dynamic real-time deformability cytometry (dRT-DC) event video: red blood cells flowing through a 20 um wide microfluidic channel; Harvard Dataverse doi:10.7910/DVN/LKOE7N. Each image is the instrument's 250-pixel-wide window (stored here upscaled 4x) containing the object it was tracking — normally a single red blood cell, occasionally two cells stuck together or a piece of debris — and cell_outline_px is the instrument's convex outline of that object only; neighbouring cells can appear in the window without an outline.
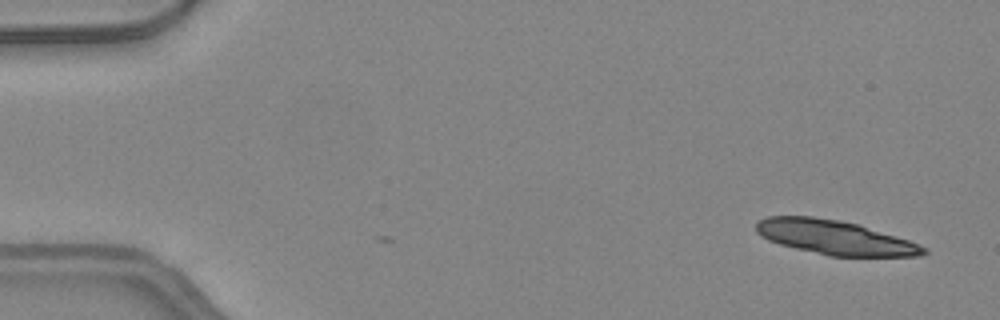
{"species": "common noctule bat (a hibernating species)", "species_latin": "Nyctalus noctula", "temperature_condition": "warm", "stored_images_in_passage": 3, "camera_frame_rate_fps": 3000, "um_per_image_px": 0.085, "animal": {"sex": "female", "body_mass_g": 24.6, "forearm_length_mm": 56.2}, "frame": {"image": 1, "passage_image": 3, "time_ms": 0.667, "image_size_px": [1000, 320], "cell_outline_px": [[928, 252], [920, 256], [828, 256], [780, 244], [768, 240], [760, 236], [756, 232], [756, 224], [760, 220], [768, 216], [812, 216], [840, 220], [856, 224], [908, 240], [928, 248]], "centroid_in_image_um": [70.93, 20.18], "position_along_channel_um": 14.1, "area_um2": 33.18}}